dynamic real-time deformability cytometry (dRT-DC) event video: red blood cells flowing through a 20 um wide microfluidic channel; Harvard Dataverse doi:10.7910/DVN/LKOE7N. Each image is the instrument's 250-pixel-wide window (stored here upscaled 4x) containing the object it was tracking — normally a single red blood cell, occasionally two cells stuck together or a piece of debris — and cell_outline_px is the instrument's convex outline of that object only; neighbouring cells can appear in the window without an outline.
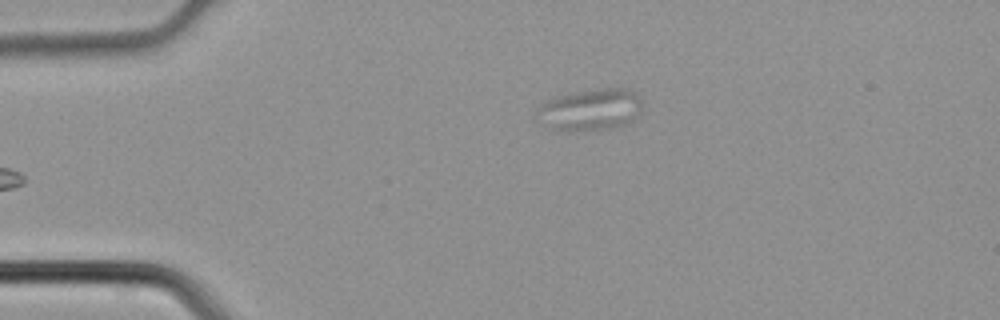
{"species": "common noctule bat (a hibernating species)", "species_latin": "Nyctalus noctula", "temperature_condition": "cold", "stored_images_in_passage": 31, "camera_frame_rate_fps": 3000, "um_per_image_px": 0.085, "animal": {"sex": "male", "body_mass_g": 21.5, "forearm_length_mm": 52.0}, "frame": {"image": 1, "passage_image": 1, "time_ms": 0.0, "image_size_px": [1000, 320], "cell_outline_px": [[640, 112], [628, 124], [608, 128], [572, 132], [568, 132], [552, 128], [536, 120], [536, 112], [540, 104], [544, 100], [556, 96], [600, 88], [628, 88], [636, 92], [640, 100]], "centroid_in_image_um": [50.13, 9.33], "position_along_channel_um": 34.9, "area_um2": 25.84}}
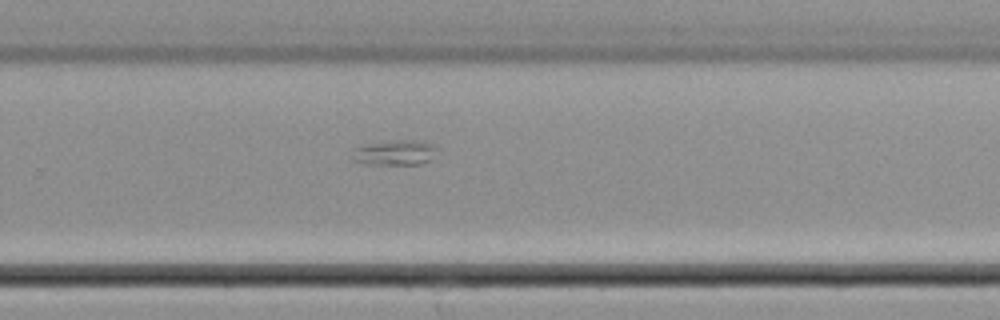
{"frame": {"image": 2, "passage_image": 21, "time_ms": 6.667, "image_size_px": [1000, 320], "cell_outline_px": [[436, 148], [428, 160], [420, 164], [364, 164], [352, 160], [352, 156], [356, 148], [364, 144], [396, 140], [412, 140], [432, 144]], "centroid_in_image_um": [33.49, 12.98], "position_along_channel_um": 296.3, "area_um2": 12.08}}
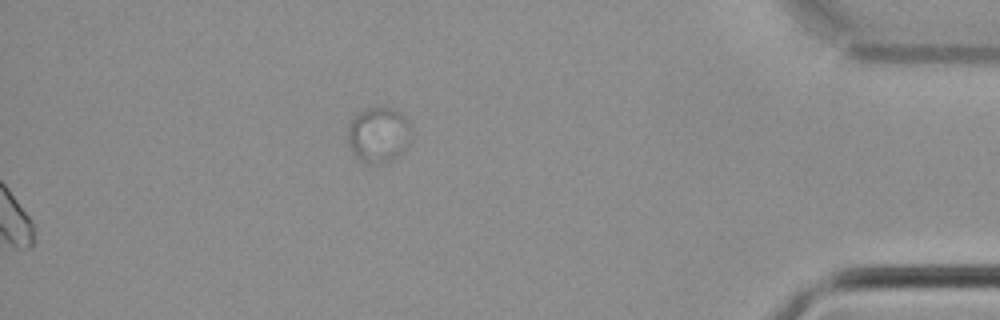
{"frame": {"image": 3, "passage_image": 31, "time_ms": 10.0, "image_size_px": [1000, 320], "cell_outline_px": [[412, 124], [408, 148], [400, 156], [392, 160], [380, 164], [368, 164], [356, 156], [352, 152], [348, 144], [348, 124], [360, 112], [368, 108], [380, 104], [392, 108], [400, 112]], "centroid_in_image_um": [32.22, 11.44], "position_along_channel_um": 403.0, "area_um2": 21.15}}